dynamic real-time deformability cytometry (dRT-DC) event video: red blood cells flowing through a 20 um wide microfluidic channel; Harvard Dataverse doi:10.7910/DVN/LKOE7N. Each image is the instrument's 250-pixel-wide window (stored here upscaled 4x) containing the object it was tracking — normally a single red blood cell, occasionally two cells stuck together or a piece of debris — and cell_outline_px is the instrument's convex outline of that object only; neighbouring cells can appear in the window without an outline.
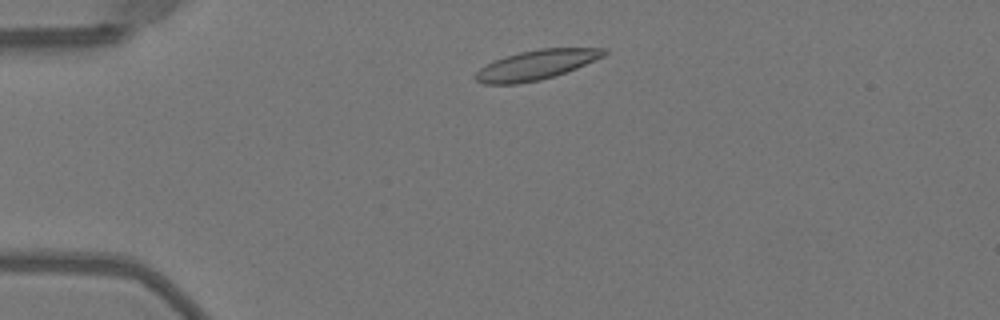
{"species": "Egyptian fruit bat (a non-hibernating species)", "species_latin": "Rousettus aegyptiacus", "temperature_condition": "warm", "stored_images_in_passage": 18, "camera_frame_rate_fps": 3000, "um_per_image_px": 0.085, "animal": {"sex": "female"}, "frame": {"image": 1, "passage_image": 5, "time_ms": 1.333, "image_size_px": [1000, 320], "cell_outline_px": [[608, 52], [604, 56], [576, 68], [540, 80], [516, 84], [484, 84], [476, 80], [476, 72], [480, 68], [492, 60], [504, 56], [520, 52], [540, 48], [608, 48]], "centroid_in_image_um": [45.56, 5.5], "position_along_channel_um": 39.4, "area_um2": 22.08}}
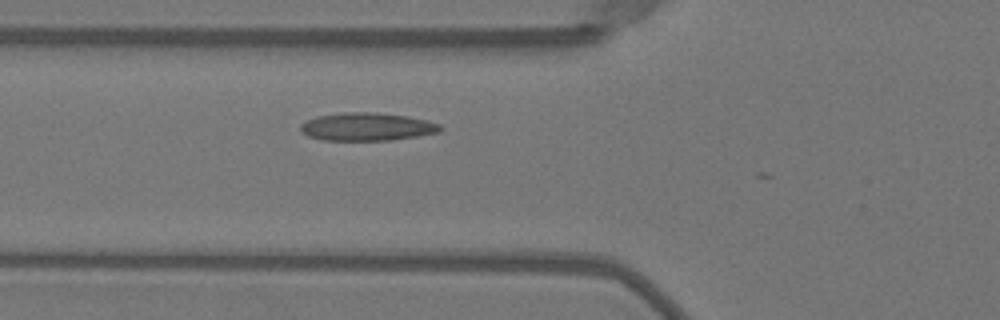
{"frame": {"image": 2, "passage_image": 12, "time_ms": 3.667, "image_size_px": [1000, 320], "cell_outline_px": [[444, 128], [440, 132], [392, 140], [320, 140], [308, 136], [300, 128], [300, 124], [316, 116], [344, 112], [376, 112], [408, 116], [428, 120], [440, 124]], "centroid_in_image_um": [31.23, 10.77], "position_along_channel_um": 94.6, "area_um2": 22.89}}
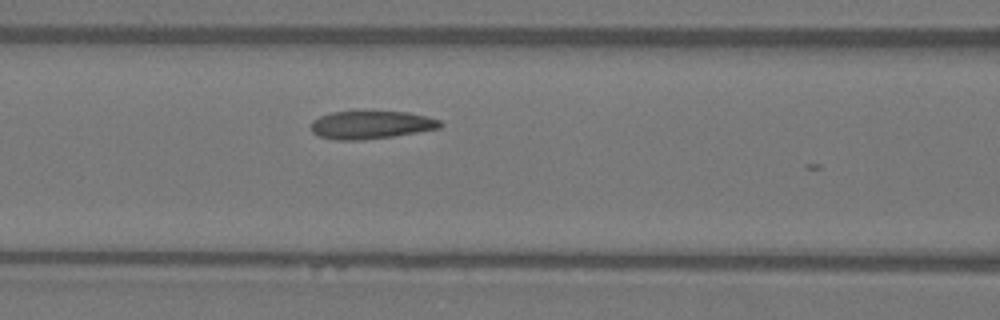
{"frame": {"image": 3, "passage_image": 15, "time_ms": 4.667, "image_size_px": [1000, 320], "cell_outline_px": [[444, 124], [440, 128], [392, 136], [360, 140], [336, 140], [320, 136], [312, 132], [312, 120], [320, 116], [332, 112], [408, 112], [440, 120]], "centroid_in_image_um": [31.54, 10.62], "position_along_channel_um": 135.1, "area_um2": 20.75}}